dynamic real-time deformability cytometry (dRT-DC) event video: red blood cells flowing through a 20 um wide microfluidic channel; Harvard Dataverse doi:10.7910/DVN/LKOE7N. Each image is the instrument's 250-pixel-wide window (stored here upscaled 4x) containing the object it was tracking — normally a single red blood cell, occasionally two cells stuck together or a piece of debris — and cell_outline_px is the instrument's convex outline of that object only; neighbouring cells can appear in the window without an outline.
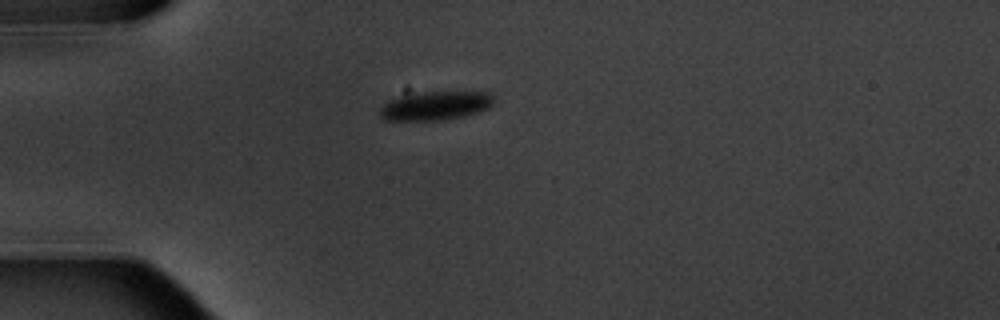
{"species": "common noctule bat (a hibernating species)", "species_latin": "Nyctalus noctula", "temperature_condition": "warm", "stored_images_in_passage": 1, "camera_frame_rate_fps": 3000, "um_per_image_px": 0.085, "animal": {"sex": "male", "body_mass_g": 20.1, "forearm_length_mm": 53.5}, "frame": {"image": 1, "passage_image": 1, "time_ms": 0.0, "image_size_px": [1000, 320], "cell_outline_px": [[496, 100], [488, 108], [480, 112], [464, 116], [436, 120], [384, 120], [380, 116], [380, 108], [388, 100], [396, 96], [416, 92], [492, 92]], "centroid_in_image_um": [37.02, 8.97], "position_along_channel_um": 48.0, "area_um2": 19.36}}